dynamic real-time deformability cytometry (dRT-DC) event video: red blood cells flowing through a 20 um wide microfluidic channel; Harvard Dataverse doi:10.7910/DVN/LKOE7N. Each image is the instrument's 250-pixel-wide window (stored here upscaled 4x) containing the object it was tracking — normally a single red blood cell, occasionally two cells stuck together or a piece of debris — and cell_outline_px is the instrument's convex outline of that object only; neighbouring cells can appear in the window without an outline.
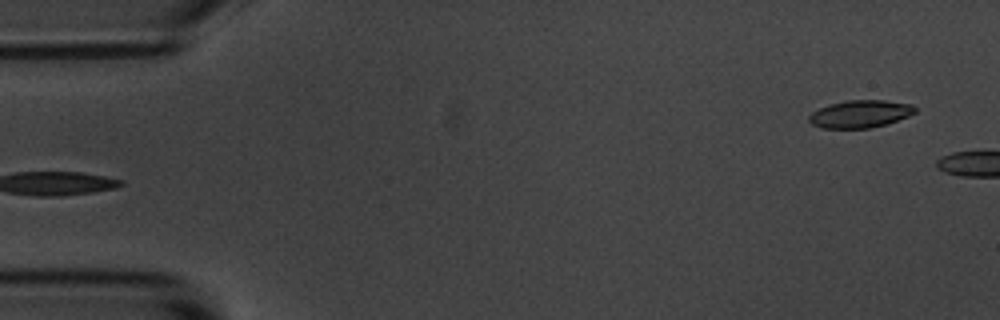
{"species": "common noctule bat (a hibernating species)", "species_latin": "Nyctalus noctula", "temperature_condition": "room temperature", "stored_images_in_passage": 4, "segment_of_instrument_passage": [2, 2], "camera_frame_rate_fps": 3000, "um_per_image_px": 0.085, "animal": {"sex": "male", "body_mass_g": 20.1, "forearm_length_mm": 53.5}, "frame": {"image": 1, "passage_image": 4, "time_ms": 4.333, "image_size_px": [1000, 320], "cell_outline_px": [[916, 112], [908, 116], [884, 124], [868, 128], [820, 128], [812, 124], [808, 120], [808, 116], [812, 112], [820, 108], [832, 104], [848, 100], [884, 100], [912, 104], [916, 108]], "centroid_in_image_um": [73.1, 9.68], "position_along_channel_um": 11.9, "area_um2": 16.82}}